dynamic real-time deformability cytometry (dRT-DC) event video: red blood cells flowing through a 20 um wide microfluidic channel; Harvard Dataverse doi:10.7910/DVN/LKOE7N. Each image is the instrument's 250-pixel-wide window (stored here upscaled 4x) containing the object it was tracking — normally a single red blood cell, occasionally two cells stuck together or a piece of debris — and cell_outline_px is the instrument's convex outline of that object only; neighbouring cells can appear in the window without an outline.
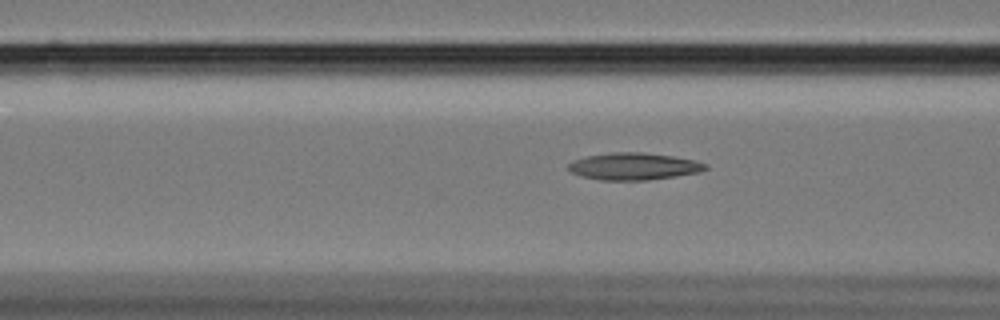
{"species": "Egyptian fruit bat (a non-hibernating species)", "species_latin": "Rousettus aegyptiacus", "temperature_condition": "cold", "stored_images_in_passage": 43, "camera_frame_rate_fps": 3000, "um_per_image_px": 0.085, "animal": {"sex": "female"}, "frame": {"image": 1, "passage_image": 7, "time_ms": 2.0, "image_size_px": [1000, 320], "cell_outline_px": [[708, 168], [700, 172], [676, 176], [648, 180], [600, 180], [580, 176], [572, 172], [568, 168], [568, 164], [572, 160], [588, 156], [612, 152], [640, 152], [672, 156], [696, 160], [708, 164]], "centroid_in_image_um": [53.89, 14.14], "position_along_channel_um": 112.7, "area_um2": 21.68}}
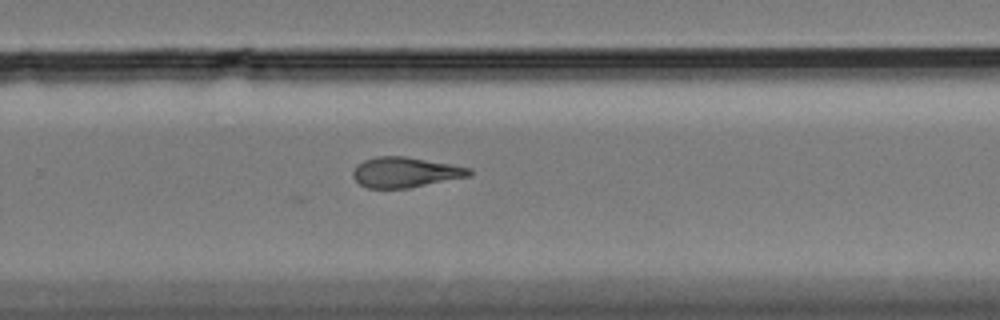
{"frame": {"image": 2, "passage_image": 23, "time_ms": 7.333, "image_size_px": [1000, 320], "cell_outline_px": [[472, 176], [408, 188], [368, 188], [360, 184], [352, 176], [352, 172], [356, 164], [364, 160], [376, 156], [404, 156], [472, 168]], "centroid_in_image_um": [34.44, 14.64], "position_along_channel_um": 295.4, "area_um2": 20.58}}
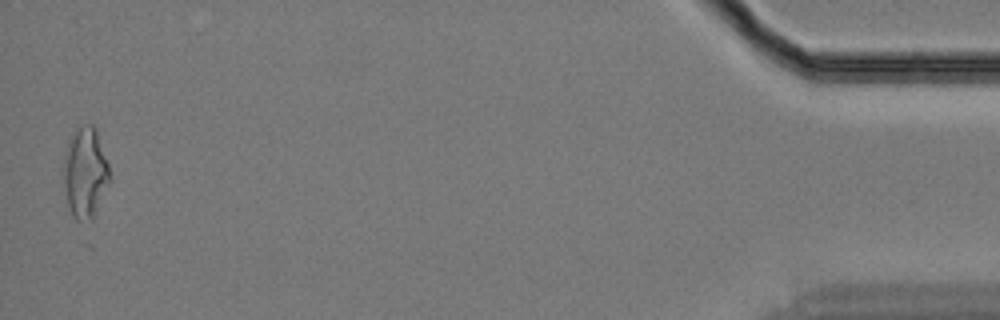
{"frame": {"image": 3, "passage_image": 42, "time_ms": 13.667, "image_size_px": [1000, 320], "cell_outline_px": [[112, 180], [92, 220], [76, 220], [72, 216], [68, 204], [64, 180], [64, 156], [68, 144], [76, 128], [92, 124], [96, 128], [108, 164]], "centroid_in_image_um": [7.28, 14.71], "position_along_channel_um": 427.9, "area_um2": 24.22}, "authors_computed_cell_mechanics": {"area_um2": 20.808, "velocity_mm_per_s": 3.4221, "shape_relaxation_time_tau1_ms": 8.2223, "shape_relaxation_time_tau2_ms": 4.511, "deformation_change_tau1": 0.2068, "deformation_change_tau2": 0.1437}}